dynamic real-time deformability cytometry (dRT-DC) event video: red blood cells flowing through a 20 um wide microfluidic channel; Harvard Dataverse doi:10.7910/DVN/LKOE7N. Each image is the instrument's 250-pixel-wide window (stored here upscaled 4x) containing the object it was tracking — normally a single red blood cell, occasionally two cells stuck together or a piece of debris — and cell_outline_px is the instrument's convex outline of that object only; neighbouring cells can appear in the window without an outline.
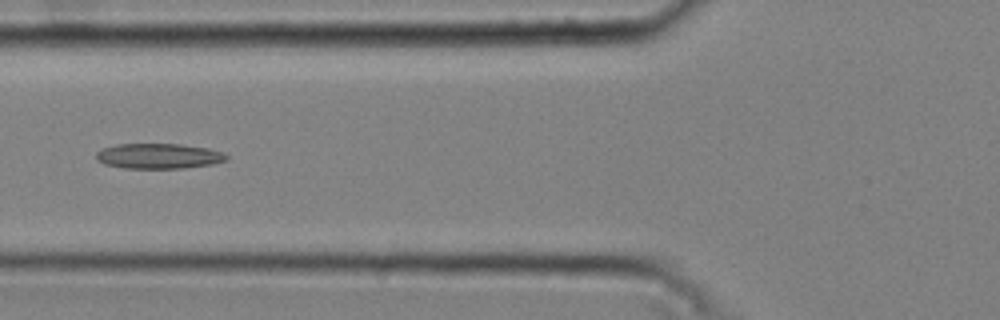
{"species": "common noctule bat (a hibernating species)", "species_latin": "Nyctalus noctula", "temperature_condition": "cold", "stored_images_in_passage": 50, "camera_frame_rate_fps": 3000, "um_per_image_px": 0.085, "animal": {"sex": "male", "body_mass_g": 20.4}, "frame": {"image": 1, "passage_image": 19, "time_ms": 6.0, "image_size_px": [1000, 320], "cell_outline_px": [[228, 160], [212, 164], [184, 168], [124, 168], [104, 164], [96, 160], [96, 152], [100, 148], [116, 144], [180, 144], [208, 148], [224, 152], [228, 156]], "centroid_in_image_um": [13.47, 13.26], "position_along_channel_um": 112.3, "area_um2": 19.36}}
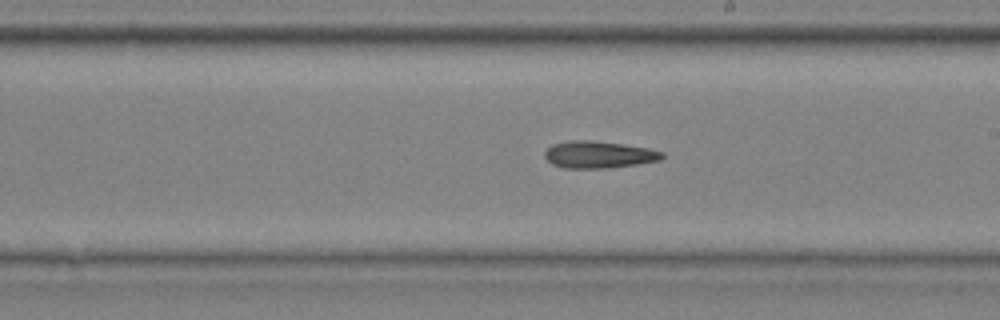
{"frame": {"image": 2, "passage_image": 29, "time_ms": 9.333, "image_size_px": [1000, 320], "cell_outline_px": [[664, 156], [660, 160], [636, 164], [608, 168], [564, 168], [552, 164], [544, 156], [544, 152], [552, 144], [572, 140], [592, 140], [648, 148], [664, 152]], "centroid_in_image_um": [50.87, 13.14], "position_along_channel_um": 238.1, "area_um2": 18.38}}
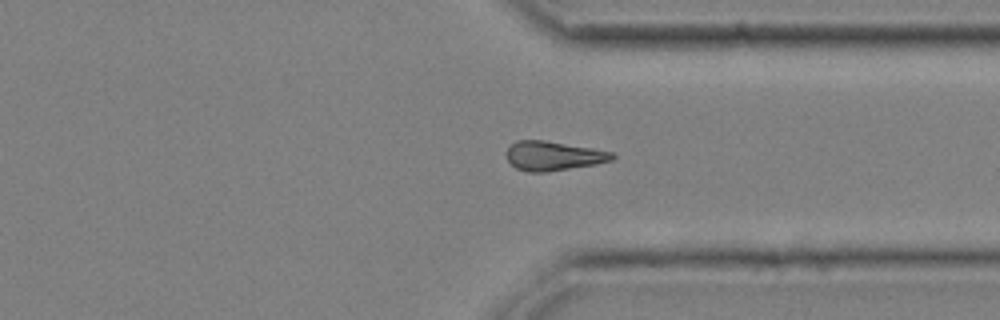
{"frame": {"image": 3, "passage_image": 39, "time_ms": 12.667, "image_size_px": [1000, 320], "cell_outline_px": [[616, 156], [612, 160], [596, 164], [548, 172], [528, 172], [516, 168], [508, 160], [508, 148], [516, 140], [544, 140], [592, 148], [612, 152]], "centroid_in_image_um": [47.05, 13.25], "position_along_channel_um": 364.4, "area_um2": 17.92}, "authors_computed_cell_mechanics": {"area_um2": 18.4093, "velocity_mm_per_s": 3.7767, "shape_relaxation_time_tau1_ms": 10.5898, "shape_relaxation_time_tau2_ms": 5.8554, "deformation_change_tau1": 0.1736, "deformation_change_tau2": 0.153}}